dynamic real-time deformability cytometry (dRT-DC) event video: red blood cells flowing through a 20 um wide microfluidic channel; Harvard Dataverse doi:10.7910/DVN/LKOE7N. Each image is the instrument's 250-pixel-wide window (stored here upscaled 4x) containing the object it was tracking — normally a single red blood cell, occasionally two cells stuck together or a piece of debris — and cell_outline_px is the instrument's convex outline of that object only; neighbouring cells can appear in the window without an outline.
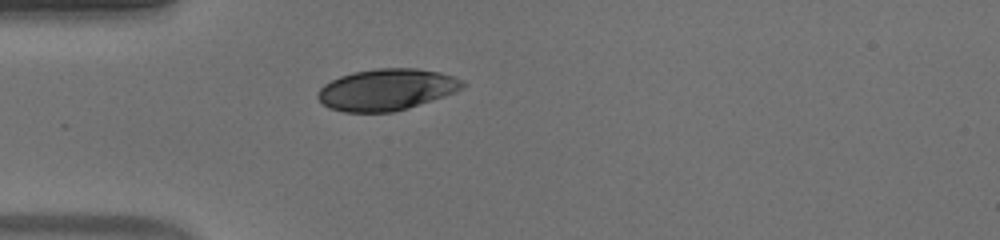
{"species": "human", "species_latin": "Homo sapiens", "temperature_condition": "warm", "stored_images_in_passage": 38, "camera_frame_rate_fps": 3000, "um_per_image_px": 0.085, "donor": {"sex": "male"}, "frame": {"image": 1, "passage_image": 1, "time_ms": 0.0, "image_size_px": [1000, 240], "cell_outline_px": [[468, 84], [456, 92], [408, 108], [392, 112], [344, 112], [328, 108], [316, 96], [316, 92], [324, 84], [340, 76], [352, 72], [376, 68], [416, 68], [440, 72], [452, 76]], "centroid_in_image_um": [32.84, 7.61], "position_along_channel_um": 52.2, "area_um2": 35.08}}
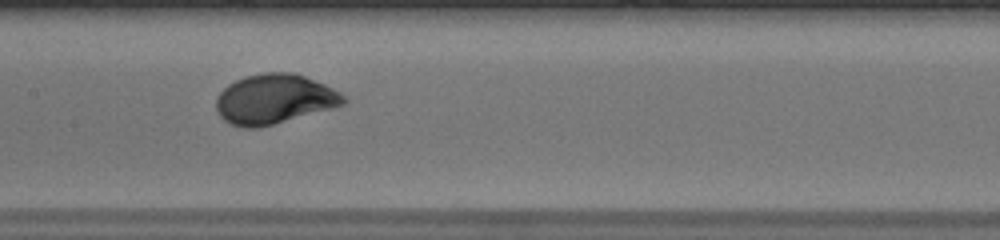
{"frame": {"image": 2, "passage_image": 12, "time_ms": 3.667, "image_size_px": [1000, 240], "cell_outline_px": [[348, 100], [344, 104], [332, 108], [260, 128], [244, 128], [232, 124], [224, 120], [216, 112], [216, 96], [228, 84], [244, 76], [264, 72], [292, 72], [304, 76], [324, 84], [340, 92]], "centroid_in_image_um": [23.29, 8.42], "position_along_channel_um": 184.1, "area_um2": 36.99}}
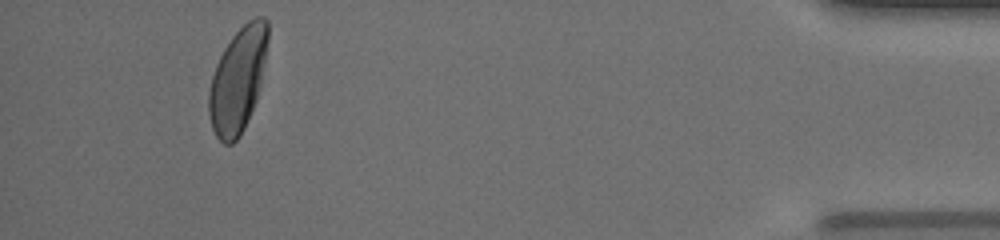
{"frame": {"image": 3, "passage_image": 35, "time_ms": 11.333, "image_size_px": [1000, 240], "cell_outline_px": [[268, 40], [260, 84], [256, 100], [244, 128], [240, 136], [232, 144], [224, 144], [216, 136], [212, 128], [208, 116], [208, 92], [212, 76], [216, 64], [224, 48], [232, 36], [248, 20], [256, 16], [264, 16], [268, 20]], "centroid_in_image_um": [20.2, 6.79], "position_along_channel_um": 415.0, "area_um2": 35.95}, "authors_computed_cell_mechanics": {"area_um2": 36.1539, "velocity_mm_per_s": 3.8678, "shape_relaxation_time_tau1_ms": 2.3134, "shape_relaxation_time_tau2_ms": null, "deformation_change_tau1": 0.151, "deformation_change_tau2": null}}